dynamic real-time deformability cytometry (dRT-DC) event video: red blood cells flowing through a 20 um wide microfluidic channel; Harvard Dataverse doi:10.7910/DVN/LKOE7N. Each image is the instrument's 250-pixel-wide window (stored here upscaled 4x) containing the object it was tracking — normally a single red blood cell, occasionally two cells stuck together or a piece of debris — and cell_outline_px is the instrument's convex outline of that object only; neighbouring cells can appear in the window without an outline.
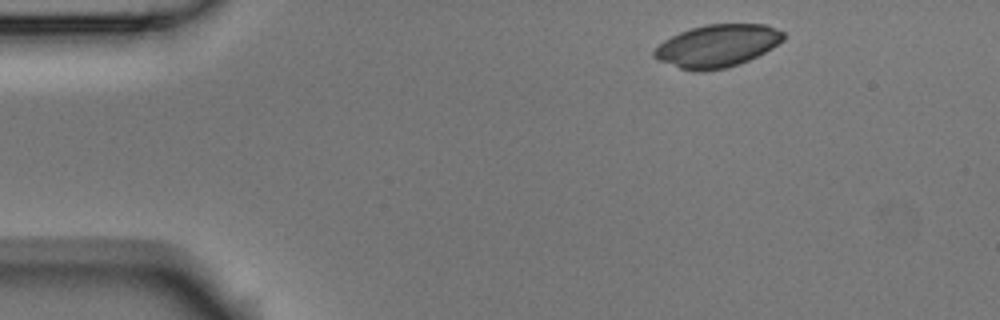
{"species": "Egyptian fruit bat (a non-hibernating species)", "species_latin": "Rousettus aegyptiacus", "temperature_condition": "room temperature", "stored_images_in_passage": 4, "camera_frame_rate_fps": 3000, "um_per_image_px": 0.085, "animal": {"sex": "male"}, "frame": {"image": 1, "passage_image": 1, "time_ms": 0.0, "image_size_px": [1000, 320], "cell_outline_px": [[784, 40], [772, 48], [740, 64], [728, 68], [704, 72], [692, 72], [680, 68], [660, 60], [652, 56], [652, 52], [664, 40], [680, 32], [692, 28], [708, 24], [768, 24], [784, 32]], "centroid_in_image_um": [60.98, 3.91], "position_along_channel_um": 24.0, "area_um2": 32.14}}